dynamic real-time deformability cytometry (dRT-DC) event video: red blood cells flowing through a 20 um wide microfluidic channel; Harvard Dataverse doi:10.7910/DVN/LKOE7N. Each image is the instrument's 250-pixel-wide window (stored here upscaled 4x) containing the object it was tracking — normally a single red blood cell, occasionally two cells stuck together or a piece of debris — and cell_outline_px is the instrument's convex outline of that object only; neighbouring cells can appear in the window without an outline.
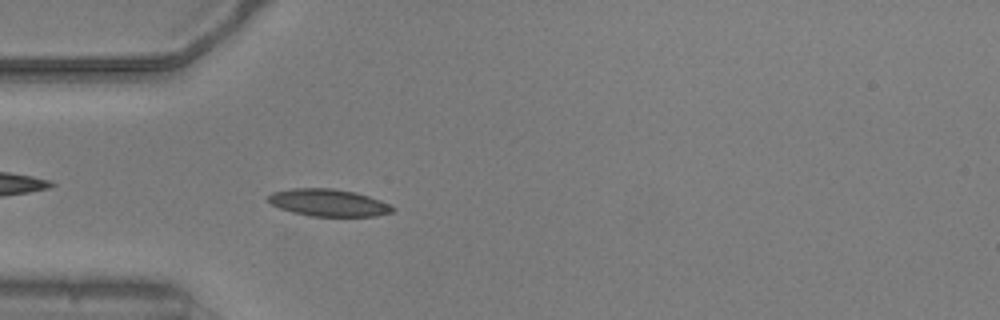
{"species": "common noctule bat (a hibernating species)", "species_latin": "Nyctalus noctula", "temperature_condition": "warm", "stored_images_in_passage": 46, "camera_frame_rate_fps": 3000, "um_per_image_px": 0.085, "animal": {"sex": "male", "body_mass_g": 20.5, "forearm_length_mm": 52.5}, "frame": {"image": 1, "passage_image": 12, "time_ms": 3.667, "image_size_px": [1000, 320], "cell_outline_px": [[396, 208], [392, 212], [376, 216], [312, 216], [292, 212], [280, 208], [272, 204], [268, 200], [268, 196], [272, 192], [292, 188], [332, 188], [356, 192], [380, 200]], "centroid_in_image_um": [27.92, 17.22], "position_along_channel_um": 57.1, "area_um2": 19.65}}
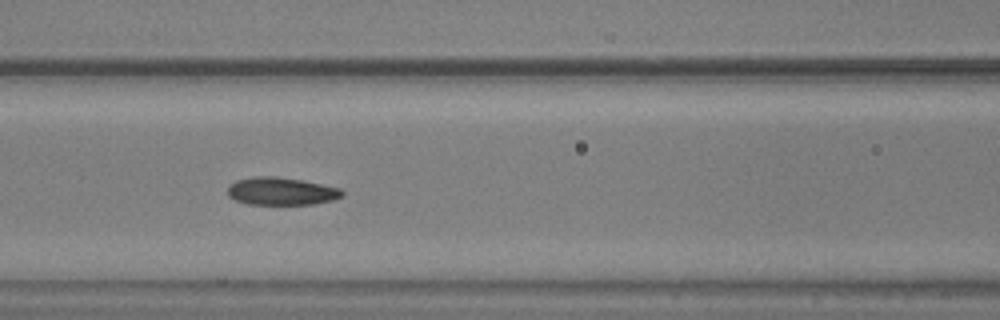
{"frame": {"image": 2, "passage_image": 19, "time_ms": 6.0, "image_size_px": [1000, 320], "cell_outline_px": [[344, 196], [332, 200], [316, 204], [248, 204], [236, 200], [228, 196], [228, 188], [236, 180], [256, 176], [276, 176], [304, 180], [340, 188], [344, 192]], "centroid_in_image_um": [23.95, 16.25], "position_along_channel_um": 142.7, "area_um2": 18.55}}
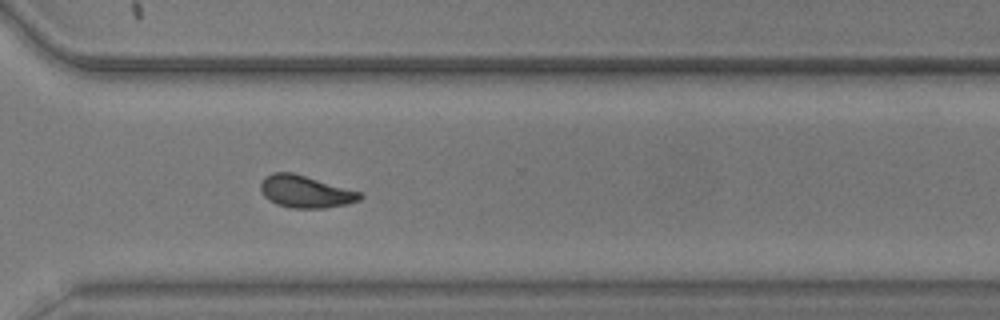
{"frame": {"image": 3, "passage_image": 35, "time_ms": 11.333, "image_size_px": [1000, 320], "cell_outline_px": [[364, 196], [360, 200], [348, 204], [324, 208], [292, 208], [276, 204], [268, 200], [264, 196], [260, 188], [260, 184], [264, 176], [272, 172], [292, 172], [360, 192]], "centroid_in_image_um": [25.94, 16.29], "position_along_channel_um": 344.7, "area_um2": 18.67}, "authors_computed_cell_mechanics": {"area_um2": 18.496, "velocity_mm_per_s": 3.7943, "shape_relaxation_time_tau1_ms": 3.7645, "shape_relaxation_time_tau2_ms": 1.9453, "deformation_change_tau1": 0.152, "deformation_change_tau2": 0.083}}